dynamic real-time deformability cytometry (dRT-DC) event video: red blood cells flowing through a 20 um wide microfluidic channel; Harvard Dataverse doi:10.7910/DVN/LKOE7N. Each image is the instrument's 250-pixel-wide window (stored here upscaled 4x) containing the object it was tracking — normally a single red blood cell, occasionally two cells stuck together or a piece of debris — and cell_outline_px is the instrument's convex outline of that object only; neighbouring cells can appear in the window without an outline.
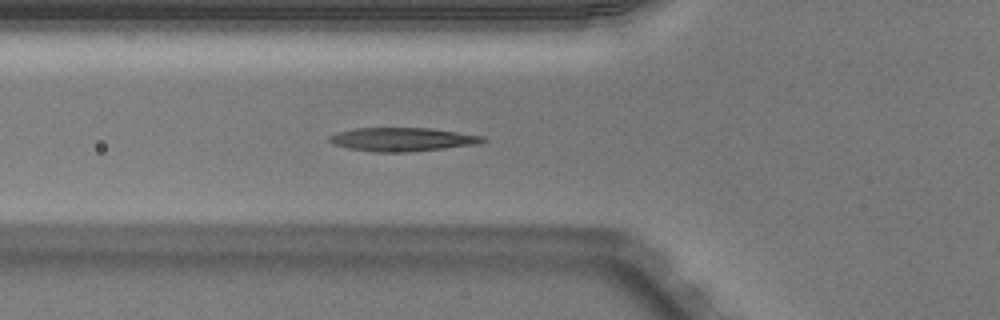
{"species": "Egyptian fruit bat (a non-hibernating species)", "species_latin": "Rousettus aegyptiacus", "temperature_condition": "warm", "stored_images_in_passage": 51, "segment_of_instrument_passage": [1, 2], "camera_frame_rate_fps": 3000, "um_per_image_px": 0.085, "animal": {"sex": "male"}, "frame": {"image": 1, "passage_image": 18, "time_ms": 5.667, "image_size_px": [1000, 320], "cell_outline_px": [[488, 140], [480, 144], [444, 148], [404, 152], [372, 152], [348, 148], [332, 144], [328, 140], [328, 136], [336, 132], [356, 128], [428, 128], [484, 136]], "centroid_in_image_um": [34.17, 11.85], "position_along_channel_um": 91.6, "area_um2": 21.15}}
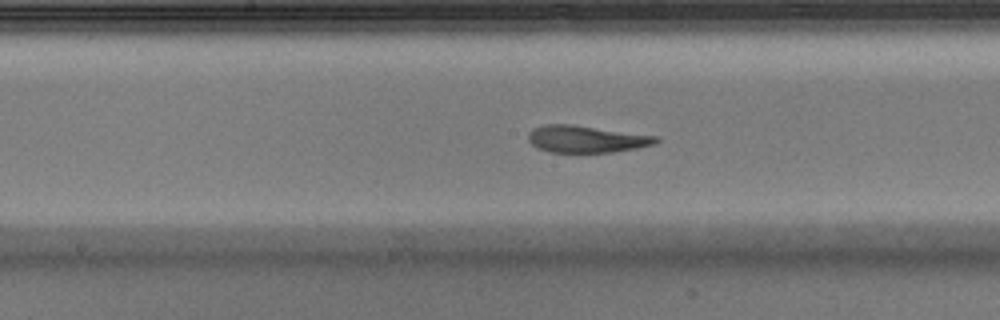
{"frame": {"image": 2, "passage_image": 26, "time_ms": 8.333, "image_size_px": [1000, 320], "cell_outline_px": [[660, 140], [656, 144], [636, 148], [612, 152], [552, 152], [536, 148], [528, 140], [528, 132], [532, 128], [544, 124], [572, 124], [660, 136]], "centroid_in_image_um": [49.85, 11.81], "position_along_channel_um": 198.4, "area_um2": 20.35}}
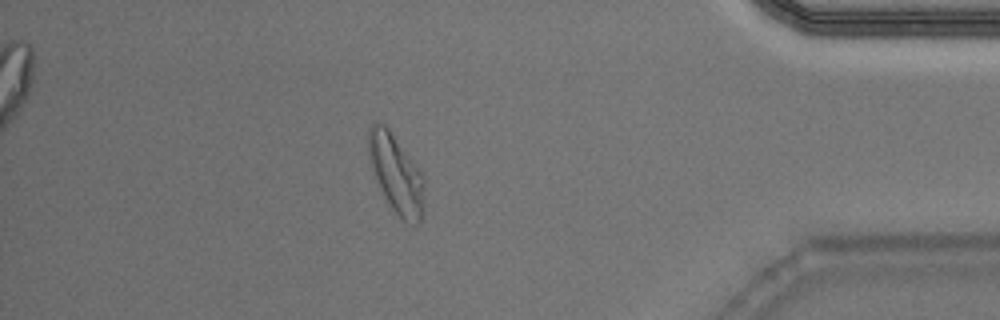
{"frame": {"image": 3, "passage_image": 44, "time_ms": 14.333, "image_size_px": [1000, 320], "cell_outline_px": [[424, 212], [420, 224], [412, 224], [400, 220], [384, 196], [376, 180], [372, 168], [368, 152], [368, 132], [372, 124], [384, 124], [388, 128], [420, 168], [424, 176]], "centroid_in_image_um": [33.72, 14.83], "position_along_channel_um": 401.5, "area_um2": 25.78}}